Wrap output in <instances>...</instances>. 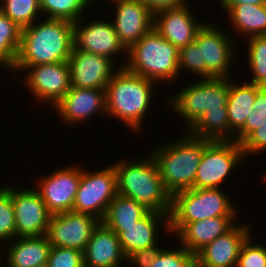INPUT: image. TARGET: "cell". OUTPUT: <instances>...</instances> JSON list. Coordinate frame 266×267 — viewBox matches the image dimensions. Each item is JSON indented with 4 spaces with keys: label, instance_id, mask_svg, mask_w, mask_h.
<instances>
[{
    "label": "cell",
    "instance_id": "obj_1",
    "mask_svg": "<svg viewBox=\"0 0 266 267\" xmlns=\"http://www.w3.org/2000/svg\"><path fill=\"white\" fill-rule=\"evenodd\" d=\"M40 22L21 29L13 73L23 72L28 66L68 61L74 46V23L49 18Z\"/></svg>",
    "mask_w": 266,
    "mask_h": 267
},
{
    "label": "cell",
    "instance_id": "obj_2",
    "mask_svg": "<svg viewBox=\"0 0 266 267\" xmlns=\"http://www.w3.org/2000/svg\"><path fill=\"white\" fill-rule=\"evenodd\" d=\"M155 83L127 71L124 67L120 68L105 88L107 117H114L113 119L126 124L128 129L140 133L142 121L153 103Z\"/></svg>",
    "mask_w": 266,
    "mask_h": 267
},
{
    "label": "cell",
    "instance_id": "obj_3",
    "mask_svg": "<svg viewBox=\"0 0 266 267\" xmlns=\"http://www.w3.org/2000/svg\"><path fill=\"white\" fill-rule=\"evenodd\" d=\"M117 161V193L134 199L149 211L170 214L171 195L165 190L158 166L150 154L142 160Z\"/></svg>",
    "mask_w": 266,
    "mask_h": 267
},
{
    "label": "cell",
    "instance_id": "obj_4",
    "mask_svg": "<svg viewBox=\"0 0 266 267\" xmlns=\"http://www.w3.org/2000/svg\"><path fill=\"white\" fill-rule=\"evenodd\" d=\"M185 133L179 140L155 147L151 151L164 188L171 197L177 192L194 188L204 147L210 142L193 137L187 131Z\"/></svg>",
    "mask_w": 266,
    "mask_h": 267
},
{
    "label": "cell",
    "instance_id": "obj_5",
    "mask_svg": "<svg viewBox=\"0 0 266 267\" xmlns=\"http://www.w3.org/2000/svg\"><path fill=\"white\" fill-rule=\"evenodd\" d=\"M178 55L179 50L152 28L127 50L128 58L122 59L124 63L121 62L120 68L156 84L172 83L180 75Z\"/></svg>",
    "mask_w": 266,
    "mask_h": 267
},
{
    "label": "cell",
    "instance_id": "obj_6",
    "mask_svg": "<svg viewBox=\"0 0 266 267\" xmlns=\"http://www.w3.org/2000/svg\"><path fill=\"white\" fill-rule=\"evenodd\" d=\"M225 194L221 188H193L175 193L171 199L169 231L176 235L187 223L219 216H238L232 200Z\"/></svg>",
    "mask_w": 266,
    "mask_h": 267
},
{
    "label": "cell",
    "instance_id": "obj_7",
    "mask_svg": "<svg viewBox=\"0 0 266 267\" xmlns=\"http://www.w3.org/2000/svg\"><path fill=\"white\" fill-rule=\"evenodd\" d=\"M231 78H203L169 98V106L186 122L188 131L206 111L227 110Z\"/></svg>",
    "mask_w": 266,
    "mask_h": 267
},
{
    "label": "cell",
    "instance_id": "obj_8",
    "mask_svg": "<svg viewBox=\"0 0 266 267\" xmlns=\"http://www.w3.org/2000/svg\"><path fill=\"white\" fill-rule=\"evenodd\" d=\"M117 194V174L113 164L94 172L81 168V179L72 211L87 213L102 221Z\"/></svg>",
    "mask_w": 266,
    "mask_h": 267
},
{
    "label": "cell",
    "instance_id": "obj_9",
    "mask_svg": "<svg viewBox=\"0 0 266 267\" xmlns=\"http://www.w3.org/2000/svg\"><path fill=\"white\" fill-rule=\"evenodd\" d=\"M244 157L241 144L236 141H210L204 147L194 188H221Z\"/></svg>",
    "mask_w": 266,
    "mask_h": 267
},
{
    "label": "cell",
    "instance_id": "obj_10",
    "mask_svg": "<svg viewBox=\"0 0 266 267\" xmlns=\"http://www.w3.org/2000/svg\"><path fill=\"white\" fill-rule=\"evenodd\" d=\"M162 226L167 232H170L169 214L149 211L134 225L108 228L118 235L124 255L130 262H134L137 258L152 253L161 247V244L158 245L159 235L157 234L159 232L158 227L161 229Z\"/></svg>",
    "mask_w": 266,
    "mask_h": 267
},
{
    "label": "cell",
    "instance_id": "obj_11",
    "mask_svg": "<svg viewBox=\"0 0 266 267\" xmlns=\"http://www.w3.org/2000/svg\"><path fill=\"white\" fill-rule=\"evenodd\" d=\"M208 23L203 24L195 38L201 48L202 62H205V78H230L231 64L236 60L234 42L229 33Z\"/></svg>",
    "mask_w": 266,
    "mask_h": 267
},
{
    "label": "cell",
    "instance_id": "obj_12",
    "mask_svg": "<svg viewBox=\"0 0 266 267\" xmlns=\"http://www.w3.org/2000/svg\"><path fill=\"white\" fill-rule=\"evenodd\" d=\"M24 84L34 97L49 102L52 107L64 97L71 88L69 65L67 61L28 66L24 69Z\"/></svg>",
    "mask_w": 266,
    "mask_h": 267
},
{
    "label": "cell",
    "instance_id": "obj_13",
    "mask_svg": "<svg viewBox=\"0 0 266 267\" xmlns=\"http://www.w3.org/2000/svg\"><path fill=\"white\" fill-rule=\"evenodd\" d=\"M100 219L87 213L68 211L51 215L47 237L51 246L84 251Z\"/></svg>",
    "mask_w": 266,
    "mask_h": 267
},
{
    "label": "cell",
    "instance_id": "obj_14",
    "mask_svg": "<svg viewBox=\"0 0 266 267\" xmlns=\"http://www.w3.org/2000/svg\"><path fill=\"white\" fill-rule=\"evenodd\" d=\"M58 170L38 180L36 188L51 215L72 211L81 179L78 165Z\"/></svg>",
    "mask_w": 266,
    "mask_h": 267
},
{
    "label": "cell",
    "instance_id": "obj_15",
    "mask_svg": "<svg viewBox=\"0 0 266 267\" xmlns=\"http://www.w3.org/2000/svg\"><path fill=\"white\" fill-rule=\"evenodd\" d=\"M11 200L15 211L17 238L47 235L51 214L36 189L11 188Z\"/></svg>",
    "mask_w": 266,
    "mask_h": 267
},
{
    "label": "cell",
    "instance_id": "obj_16",
    "mask_svg": "<svg viewBox=\"0 0 266 267\" xmlns=\"http://www.w3.org/2000/svg\"><path fill=\"white\" fill-rule=\"evenodd\" d=\"M67 62L71 87L84 89H105L113 75L120 69L117 63L108 57L85 52L74 46Z\"/></svg>",
    "mask_w": 266,
    "mask_h": 267
},
{
    "label": "cell",
    "instance_id": "obj_17",
    "mask_svg": "<svg viewBox=\"0 0 266 267\" xmlns=\"http://www.w3.org/2000/svg\"><path fill=\"white\" fill-rule=\"evenodd\" d=\"M89 22L81 24L82 18L74 22L73 41L76 49L108 57L115 63V56L120 52L126 57L127 50L121 44L111 21L95 19Z\"/></svg>",
    "mask_w": 266,
    "mask_h": 267
},
{
    "label": "cell",
    "instance_id": "obj_18",
    "mask_svg": "<svg viewBox=\"0 0 266 267\" xmlns=\"http://www.w3.org/2000/svg\"><path fill=\"white\" fill-rule=\"evenodd\" d=\"M116 5L111 21L121 44L128 50L154 25V14L141 0H111Z\"/></svg>",
    "mask_w": 266,
    "mask_h": 267
},
{
    "label": "cell",
    "instance_id": "obj_19",
    "mask_svg": "<svg viewBox=\"0 0 266 267\" xmlns=\"http://www.w3.org/2000/svg\"><path fill=\"white\" fill-rule=\"evenodd\" d=\"M250 223L235 225L195 255L199 267H236L241 247L252 235Z\"/></svg>",
    "mask_w": 266,
    "mask_h": 267
},
{
    "label": "cell",
    "instance_id": "obj_20",
    "mask_svg": "<svg viewBox=\"0 0 266 267\" xmlns=\"http://www.w3.org/2000/svg\"><path fill=\"white\" fill-rule=\"evenodd\" d=\"M188 2L177 8L159 11L154 14L153 28L178 50L195 41L198 30L205 21L195 18Z\"/></svg>",
    "mask_w": 266,
    "mask_h": 267
},
{
    "label": "cell",
    "instance_id": "obj_21",
    "mask_svg": "<svg viewBox=\"0 0 266 267\" xmlns=\"http://www.w3.org/2000/svg\"><path fill=\"white\" fill-rule=\"evenodd\" d=\"M53 110L69 126L88 121L97 113L106 116L105 89L71 87Z\"/></svg>",
    "mask_w": 266,
    "mask_h": 267
},
{
    "label": "cell",
    "instance_id": "obj_22",
    "mask_svg": "<svg viewBox=\"0 0 266 267\" xmlns=\"http://www.w3.org/2000/svg\"><path fill=\"white\" fill-rule=\"evenodd\" d=\"M84 264L90 267H122L126 260L118 235L108 228L102 221L94 229L85 250L83 251Z\"/></svg>",
    "mask_w": 266,
    "mask_h": 267
},
{
    "label": "cell",
    "instance_id": "obj_23",
    "mask_svg": "<svg viewBox=\"0 0 266 267\" xmlns=\"http://www.w3.org/2000/svg\"><path fill=\"white\" fill-rule=\"evenodd\" d=\"M237 216H219L187 223L175 236L194 256L237 223ZM179 238V239H178Z\"/></svg>",
    "mask_w": 266,
    "mask_h": 267
},
{
    "label": "cell",
    "instance_id": "obj_24",
    "mask_svg": "<svg viewBox=\"0 0 266 267\" xmlns=\"http://www.w3.org/2000/svg\"><path fill=\"white\" fill-rule=\"evenodd\" d=\"M16 239V241H15ZM8 247L5 254L8 267H46L51 244L47 235L39 237H17ZM0 258H4L1 257Z\"/></svg>",
    "mask_w": 266,
    "mask_h": 267
},
{
    "label": "cell",
    "instance_id": "obj_25",
    "mask_svg": "<svg viewBox=\"0 0 266 267\" xmlns=\"http://www.w3.org/2000/svg\"><path fill=\"white\" fill-rule=\"evenodd\" d=\"M230 23L245 38L266 35V4H220Z\"/></svg>",
    "mask_w": 266,
    "mask_h": 267
},
{
    "label": "cell",
    "instance_id": "obj_26",
    "mask_svg": "<svg viewBox=\"0 0 266 267\" xmlns=\"http://www.w3.org/2000/svg\"><path fill=\"white\" fill-rule=\"evenodd\" d=\"M232 82L231 78L227 111L229 129L236 135L244 127L250 109L253 107L257 95V85L249 83V81H245L243 84Z\"/></svg>",
    "mask_w": 266,
    "mask_h": 267
},
{
    "label": "cell",
    "instance_id": "obj_27",
    "mask_svg": "<svg viewBox=\"0 0 266 267\" xmlns=\"http://www.w3.org/2000/svg\"><path fill=\"white\" fill-rule=\"evenodd\" d=\"M191 136L210 141H235L229 129L228 111H206L187 131Z\"/></svg>",
    "mask_w": 266,
    "mask_h": 267
},
{
    "label": "cell",
    "instance_id": "obj_28",
    "mask_svg": "<svg viewBox=\"0 0 266 267\" xmlns=\"http://www.w3.org/2000/svg\"><path fill=\"white\" fill-rule=\"evenodd\" d=\"M149 210L134 199L117 194L111 201L102 222L107 227H129L142 219Z\"/></svg>",
    "mask_w": 266,
    "mask_h": 267
},
{
    "label": "cell",
    "instance_id": "obj_29",
    "mask_svg": "<svg viewBox=\"0 0 266 267\" xmlns=\"http://www.w3.org/2000/svg\"><path fill=\"white\" fill-rule=\"evenodd\" d=\"M136 267H193L195 256L185 247L177 249H162L159 247L152 253L137 258Z\"/></svg>",
    "mask_w": 266,
    "mask_h": 267
},
{
    "label": "cell",
    "instance_id": "obj_30",
    "mask_svg": "<svg viewBox=\"0 0 266 267\" xmlns=\"http://www.w3.org/2000/svg\"><path fill=\"white\" fill-rule=\"evenodd\" d=\"M21 28L0 11V65L9 68L15 64L20 47Z\"/></svg>",
    "mask_w": 266,
    "mask_h": 267
},
{
    "label": "cell",
    "instance_id": "obj_31",
    "mask_svg": "<svg viewBox=\"0 0 266 267\" xmlns=\"http://www.w3.org/2000/svg\"><path fill=\"white\" fill-rule=\"evenodd\" d=\"M92 0H40L41 13L45 18L63 19L77 22L83 16V12L92 4ZM90 3V4H89ZM86 8V9H85Z\"/></svg>",
    "mask_w": 266,
    "mask_h": 267
},
{
    "label": "cell",
    "instance_id": "obj_32",
    "mask_svg": "<svg viewBox=\"0 0 266 267\" xmlns=\"http://www.w3.org/2000/svg\"><path fill=\"white\" fill-rule=\"evenodd\" d=\"M0 11L21 29L32 25L39 14L42 15L40 0H0Z\"/></svg>",
    "mask_w": 266,
    "mask_h": 267
},
{
    "label": "cell",
    "instance_id": "obj_33",
    "mask_svg": "<svg viewBox=\"0 0 266 267\" xmlns=\"http://www.w3.org/2000/svg\"><path fill=\"white\" fill-rule=\"evenodd\" d=\"M246 40L252 78L249 83L266 87V36H253Z\"/></svg>",
    "mask_w": 266,
    "mask_h": 267
},
{
    "label": "cell",
    "instance_id": "obj_34",
    "mask_svg": "<svg viewBox=\"0 0 266 267\" xmlns=\"http://www.w3.org/2000/svg\"><path fill=\"white\" fill-rule=\"evenodd\" d=\"M266 121V87L257 85V95L250 109L244 127L235 135V141L241 144L252 132Z\"/></svg>",
    "mask_w": 266,
    "mask_h": 267
},
{
    "label": "cell",
    "instance_id": "obj_35",
    "mask_svg": "<svg viewBox=\"0 0 266 267\" xmlns=\"http://www.w3.org/2000/svg\"><path fill=\"white\" fill-rule=\"evenodd\" d=\"M16 238L15 211L11 200V187L0 186V242Z\"/></svg>",
    "mask_w": 266,
    "mask_h": 267
},
{
    "label": "cell",
    "instance_id": "obj_36",
    "mask_svg": "<svg viewBox=\"0 0 266 267\" xmlns=\"http://www.w3.org/2000/svg\"><path fill=\"white\" fill-rule=\"evenodd\" d=\"M178 67L180 72L184 68L200 79L205 78V62H202L201 48L195 41L179 49Z\"/></svg>",
    "mask_w": 266,
    "mask_h": 267
},
{
    "label": "cell",
    "instance_id": "obj_37",
    "mask_svg": "<svg viewBox=\"0 0 266 267\" xmlns=\"http://www.w3.org/2000/svg\"><path fill=\"white\" fill-rule=\"evenodd\" d=\"M253 239L250 235L243 243L236 267H266V246L254 244Z\"/></svg>",
    "mask_w": 266,
    "mask_h": 267
},
{
    "label": "cell",
    "instance_id": "obj_38",
    "mask_svg": "<svg viewBox=\"0 0 266 267\" xmlns=\"http://www.w3.org/2000/svg\"><path fill=\"white\" fill-rule=\"evenodd\" d=\"M83 263L82 251L51 246L46 267H80Z\"/></svg>",
    "mask_w": 266,
    "mask_h": 267
},
{
    "label": "cell",
    "instance_id": "obj_39",
    "mask_svg": "<svg viewBox=\"0 0 266 267\" xmlns=\"http://www.w3.org/2000/svg\"><path fill=\"white\" fill-rule=\"evenodd\" d=\"M241 147L245 155L244 159L266 150V121L241 143Z\"/></svg>",
    "mask_w": 266,
    "mask_h": 267
},
{
    "label": "cell",
    "instance_id": "obj_40",
    "mask_svg": "<svg viewBox=\"0 0 266 267\" xmlns=\"http://www.w3.org/2000/svg\"><path fill=\"white\" fill-rule=\"evenodd\" d=\"M150 11L155 14L159 11L181 7L186 4V0H141Z\"/></svg>",
    "mask_w": 266,
    "mask_h": 267
},
{
    "label": "cell",
    "instance_id": "obj_41",
    "mask_svg": "<svg viewBox=\"0 0 266 267\" xmlns=\"http://www.w3.org/2000/svg\"><path fill=\"white\" fill-rule=\"evenodd\" d=\"M266 4V0H220V4Z\"/></svg>",
    "mask_w": 266,
    "mask_h": 267
},
{
    "label": "cell",
    "instance_id": "obj_42",
    "mask_svg": "<svg viewBox=\"0 0 266 267\" xmlns=\"http://www.w3.org/2000/svg\"><path fill=\"white\" fill-rule=\"evenodd\" d=\"M80 267H90V266L83 263Z\"/></svg>",
    "mask_w": 266,
    "mask_h": 267
}]
</instances>
